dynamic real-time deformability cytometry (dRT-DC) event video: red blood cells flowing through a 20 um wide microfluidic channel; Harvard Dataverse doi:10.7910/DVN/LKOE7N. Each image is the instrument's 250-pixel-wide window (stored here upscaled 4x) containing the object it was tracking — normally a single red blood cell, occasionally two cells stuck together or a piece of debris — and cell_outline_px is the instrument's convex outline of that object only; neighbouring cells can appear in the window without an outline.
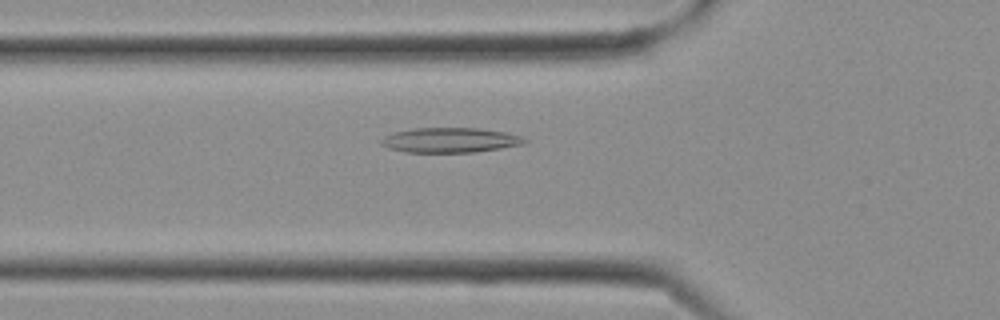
{"species": "Egyptian fruit bat (a non-hibernating species)", "species_latin": "Rousettus aegyptiacus", "temperature_condition": "cold", "stored_images_in_passage": 21, "camera_frame_rate_fps": 3000, "um_per_image_px": 0.085, "frame": {"image": 1, "passage_image": 2, "time_ms": 0.333, "image_size_px": [1000, 320], "cell_outline_px": [[528, 140], [524, 144], [476, 152], [404, 152], [388, 148], [380, 144], [380, 140], [384, 136], [396, 132], [412, 128], [476, 128], [504, 132], [524, 136]], "centroid_in_image_um": [38.26, 11.91], "position_along_channel_um": 87.5, "area_um2": 20.81}}
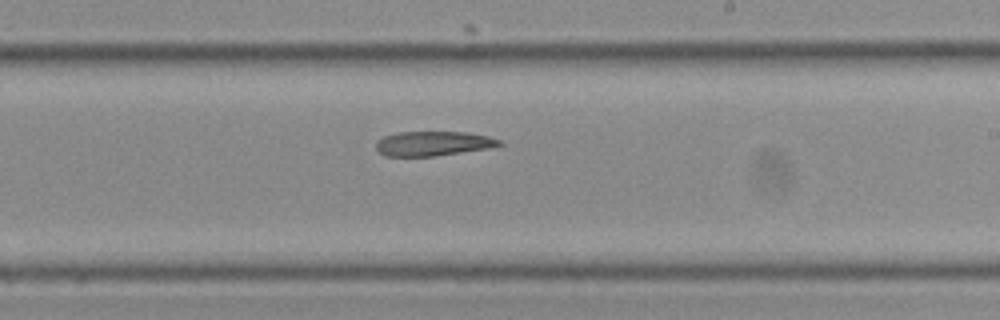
{"frame": {"image": 2, "passage_image": 9, "time_ms": 2.667, "image_size_px": [1000, 320], "cell_outline_px": [[504, 144], [488, 148], [436, 156], [384, 156], [376, 148], [376, 140], [384, 136], [400, 132], [468, 132], [488, 136], [500, 140]], "centroid_in_image_um": [36.81, 12.2], "position_along_channel_um": 252.2, "area_um2": 17.63}}
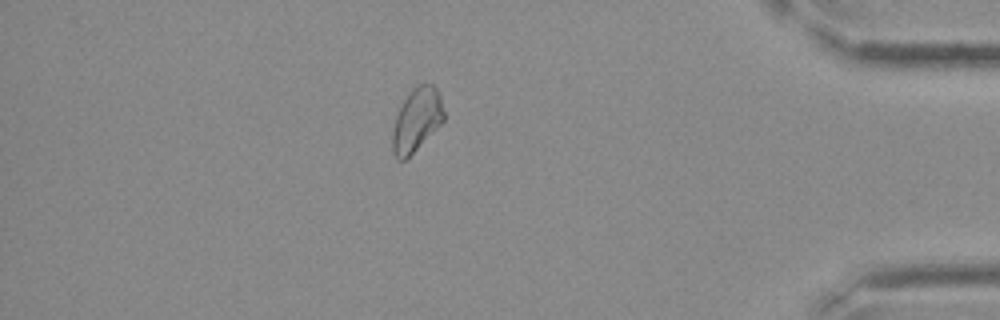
{"frame": {"image": 3, "passage_image": 17, "time_ms": 5.333, "image_size_px": [1000, 320], "cell_outline_px": [[444, 120], [404, 160], [396, 160], [392, 152], [392, 132], [396, 116], [404, 100], [412, 88], [420, 84], [432, 84], [436, 88], [440, 96], [444, 112]], "centroid_in_image_um": [35.39, 10.18], "position_along_channel_um": 399.8, "area_um2": 18.55}}